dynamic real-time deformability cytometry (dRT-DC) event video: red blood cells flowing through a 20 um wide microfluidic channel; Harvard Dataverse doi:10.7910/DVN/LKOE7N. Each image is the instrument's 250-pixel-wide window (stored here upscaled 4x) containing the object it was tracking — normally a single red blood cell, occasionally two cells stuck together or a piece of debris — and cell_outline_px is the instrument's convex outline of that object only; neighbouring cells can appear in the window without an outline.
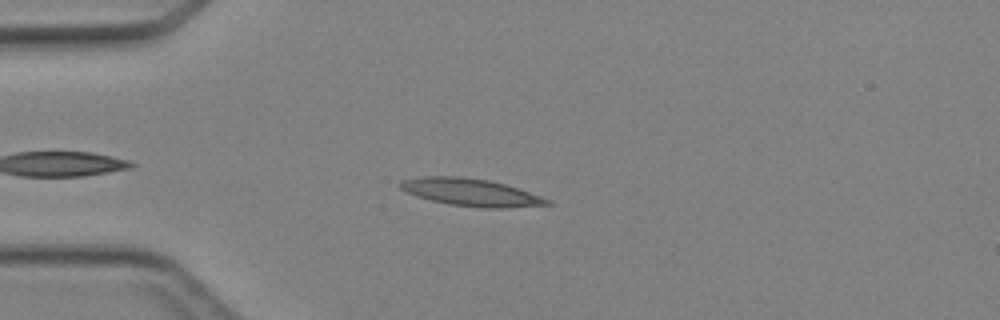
{"species": "Egyptian fruit bat (a non-hibernating species)", "species_latin": "Rousettus aegyptiacus", "temperature_condition": "cold", "stored_images_in_passage": 35, "camera_frame_rate_fps": 3000, "um_per_image_px": 0.085, "animal": {"sex": "female"}, "frame": {"image": 1, "passage_image": 1, "time_ms": 0.0, "image_size_px": [1000, 320], "cell_outline_px": [[552, 204], [508, 208], [484, 208], [448, 204], [416, 196], [400, 188], [400, 180], [424, 176], [460, 176], [488, 180], [504, 184], [552, 200]], "centroid_in_image_um": [40.02, 16.35], "position_along_channel_um": 45.0, "area_um2": 23.29}}
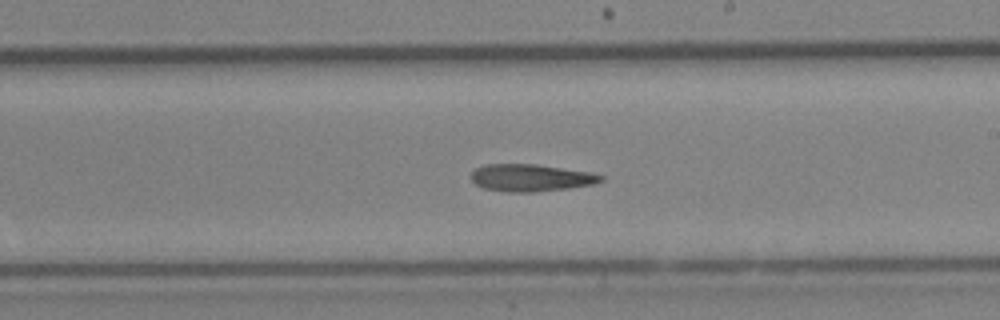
{"frame": {"image": 2, "passage_image": 16, "time_ms": 5.0, "image_size_px": [1000, 320], "cell_outline_px": [[604, 180], [596, 184], [568, 188], [536, 192], [508, 192], [484, 188], [476, 184], [472, 180], [472, 172], [476, 168], [484, 164], [536, 164], [592, 172], [604, 176]], "centroid_in_image_um": [45.17, 15.11], "position_along_channel_um": 243.8, "area_um2": 20.69}}
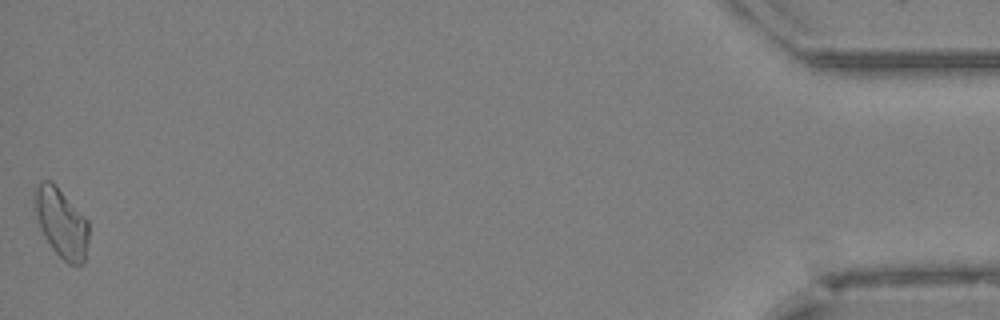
{"frame": {"image": 3, "passage_image": 35, "time_ms": 11.333, "image_size_px": [1000, 320], "cell_outline_px": [[88, 240], [84, 260], [80, 264], [68, 264], [52, 248], [44, 236], [40, 228], [32, 200], [36, 188], [44, 180], [52, 180], [88, 220]], "centroid_in_image_um": [5.2, 18.92], "position_along_channel_um": 430.0, "area_um2": 21.68}}